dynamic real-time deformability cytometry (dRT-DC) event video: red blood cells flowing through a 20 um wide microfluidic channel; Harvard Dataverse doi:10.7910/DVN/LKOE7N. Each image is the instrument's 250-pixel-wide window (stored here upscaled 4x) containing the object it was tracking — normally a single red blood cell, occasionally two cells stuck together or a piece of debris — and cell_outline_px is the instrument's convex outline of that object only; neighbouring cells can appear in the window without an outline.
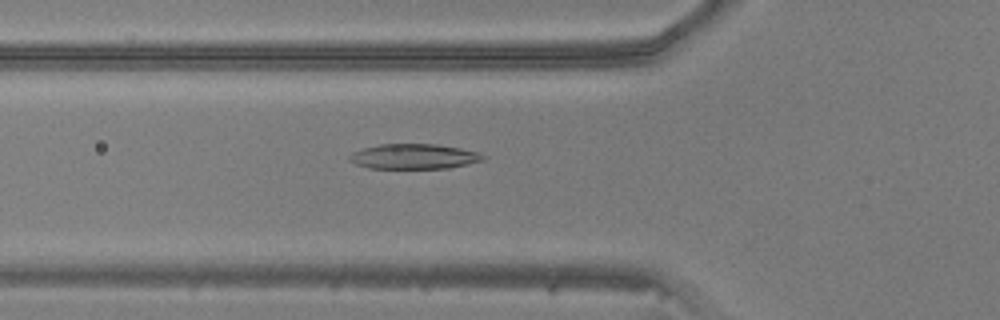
{"species": "common noctule bat (a hibernating species)", "species_latin": "Nyctalus noctula", "temperature_condition": "warm", "stored_images_in_passage": 33, "camera_frame_rate_fps": 3000, "um_per_image_px": 0.085, "animal": {"sex": "male", "body_mass_g": 20.5, "forearm_length_mm": 52.5}, "frame": {"image": 1, "passage_image": 2, "time_ms": 0.333, "image_size_px": [1000, 320], "cell_outline_px": [[488, 156], [484, 160], [468, 164], [448, 168], [368, 168], [356, 164], [348, 160], [348, 156], [352, 152], [364, 148], [380, 144], [436, 144], [460, 148], [480, 152]], "centroid_in_image_um": [35.21, 13.3], "position_along_channel_um": 90.6, "area_um2": 19.65}}
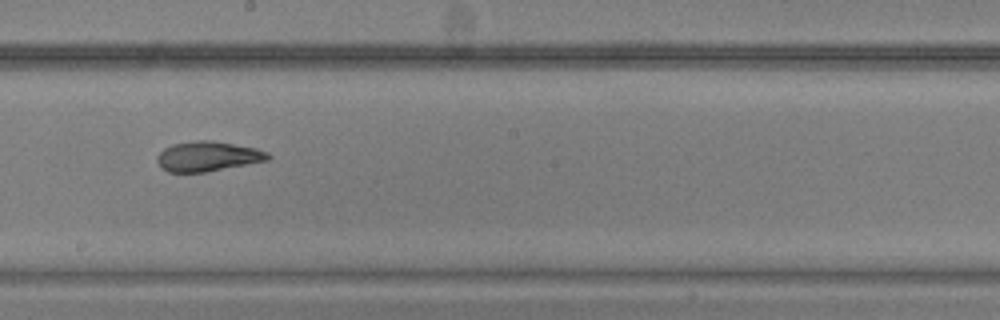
{"frame": {"image": 2, "passage_image": 12, "time_ms": 3.667, "image_size_px": [1000, 320], "cell_outline_px": [[272, 156], [268, 160], [204, 172], [168, 172], [160, 168], [156, 160], [156, 156], [164, 148], [172, 144], [196, 140], [212, 140], [256, 148], [268, 152]], "centroid_in_image_um": [17.63, 13.28], "position_along_channel_um": 230.6, "area_um2": 19.36}}
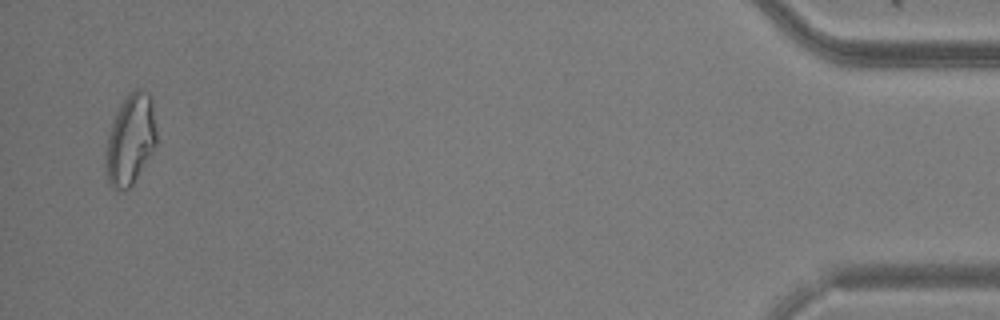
{"frame": {"image": 3, "passage_image": 32, "time_ms": 10.333, "image_size_px": [1000, 320], "cell_outline_px": [[156, 144], [132, 184], [124, 192], [120, 192], [112, 188], [108, 180], [104, 160], [104, 156], [108, 136], [112, 124], [128, 92], [136, 88], [144, 88], [152, 96], [156, 128]], "centroid_in_image_um": [11.09, 11.85], "position_along_channel_um": 424.1, "area_um2": 26.76}}